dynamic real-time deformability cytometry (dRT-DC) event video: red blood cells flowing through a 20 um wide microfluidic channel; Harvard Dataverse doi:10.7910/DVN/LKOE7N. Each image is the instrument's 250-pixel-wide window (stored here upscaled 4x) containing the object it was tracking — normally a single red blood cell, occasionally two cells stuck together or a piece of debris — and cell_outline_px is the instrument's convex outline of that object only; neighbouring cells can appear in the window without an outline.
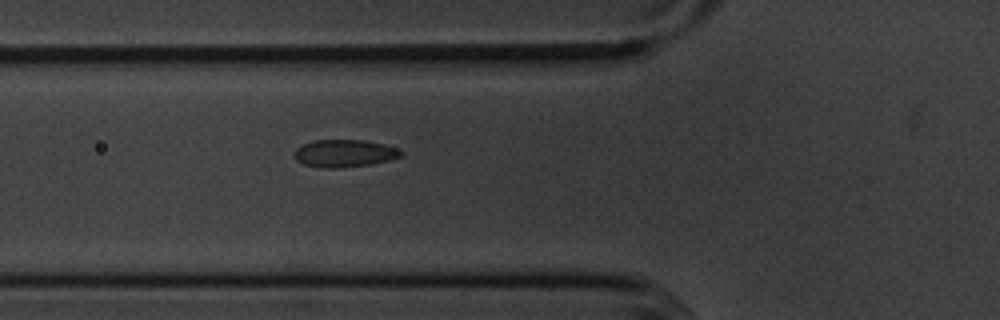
{"species": "common noctule bat (a hibernating species)", "species_latin": "Nyctalus noctula", "temperature_condition": "cold", "stored_images_in_passage": 16, "camera_frame_rate_fps": 3000, "um_per_image_px": 0.085, "animal": {"sex": "male", "body_mass_g": 20.1, "forearm_length_mm": 53.5}, "frame": {"image": 1, "passage_image": 3, "time_ms": 0.667, "image_size_px": [1000, 320], "cell_outline_px": [[404, 156], [388, 160], [368, 164], [336, 168], [324, 168], [304, 164], [296, 160], [296, 148], [312, 140], [364, 140], [384, 144], [396, 148], [404, 152]], "centroid_in_image_um": [29.3, 13.02], "position_along_channel_um": 96.5, "area_um2": 16.88}}
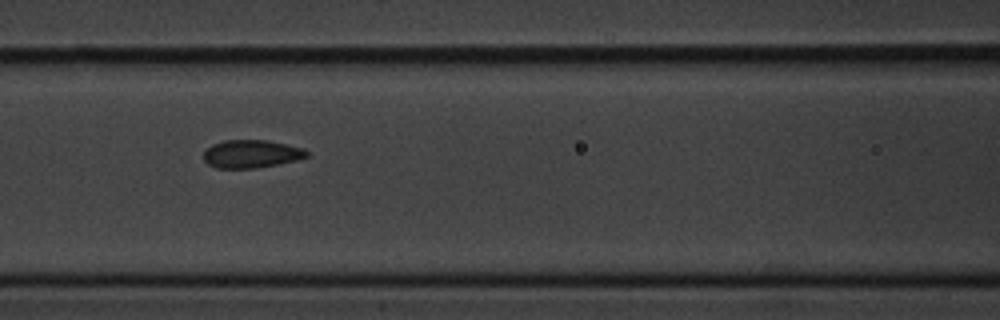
{"frame": {"image": 2, "passage_image": 7, "time_ms": 2.0, "image_size_px": [1000, 320], "cell_outline_px": [[308, 156], [296, 160], [256, 168], [216, 168], [208, 164], [204, 160], [204, 152], [212, 144], [224, 140], [268, 140], [288, 144], [304, 148], [308, 152]], "centroid_in_image_um": [21.37, 13.07], "position_along_channel_um": 145.2, "area_um2": 16.82}}